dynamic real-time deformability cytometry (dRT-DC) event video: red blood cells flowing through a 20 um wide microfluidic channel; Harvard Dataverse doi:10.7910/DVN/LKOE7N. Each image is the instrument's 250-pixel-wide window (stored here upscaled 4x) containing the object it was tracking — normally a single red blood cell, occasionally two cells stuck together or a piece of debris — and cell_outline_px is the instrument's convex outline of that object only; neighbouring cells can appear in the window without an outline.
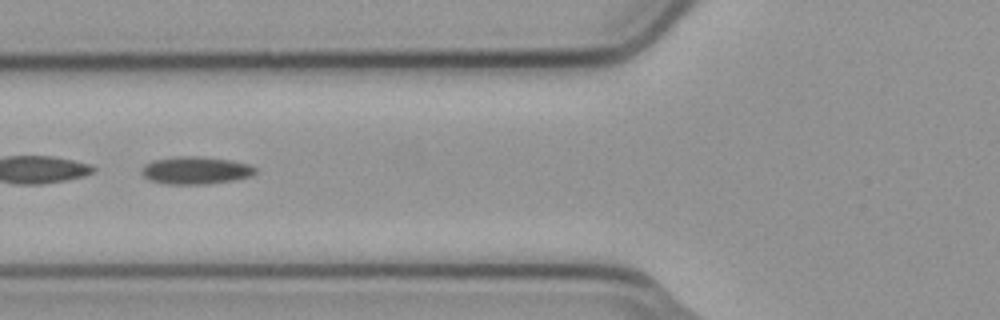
{"species": "common noctule bat (a hibernating species)", "species_latin": "Nyctalus noctula", "temperature_condition": "cold", "stored_images_in_passage": 4, "camera_frame_rate_fps": 3000, "um_per_image_px": 0.085, "animal": {"sex": "male", "body_mass_g": 23.1, "forearm_length_mm": 52.7}, "frame": {"image": 1, "passage_image": 2, "time_ms": 0.333, "image_size_px": [1000, 320], "cell_outline_px": [[256, 172], [252, 176], [236, 180], [208, 184], [164, 184], [148, 180], [140, 172], [144, 164], [152, 160], [180, 156], [196, 156], [228, 160], [248, 164], [256, 168]], "centroid_in_image_um": [16.6, 14.49], "position_along_channel_um": 109.2, "area_um2": 18.38}}
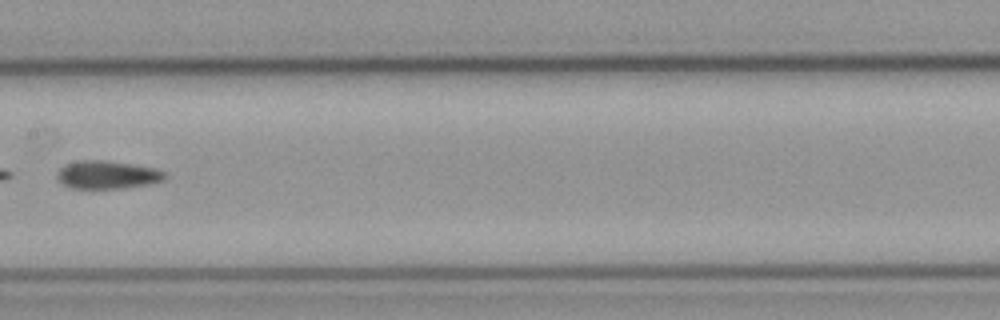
{"frame": {"image": 2, "passage_image": 4, "time_ms": 1.0, "image_size_px": [1000, 320], "cell_outline_px": [[168, 176], [164, 180], [152, 184], [124, 188], [72, 188], [64, 184], [56, 176], [56, 172], [60, 168], [68, 164], [80, 160], [104, 160], [132, 164], [156, 168], [168, 172]], "centroid_in_image_um": [9.2, 14.85], "position_along_channel_um": 198.2, "area_um2": 17.74}}